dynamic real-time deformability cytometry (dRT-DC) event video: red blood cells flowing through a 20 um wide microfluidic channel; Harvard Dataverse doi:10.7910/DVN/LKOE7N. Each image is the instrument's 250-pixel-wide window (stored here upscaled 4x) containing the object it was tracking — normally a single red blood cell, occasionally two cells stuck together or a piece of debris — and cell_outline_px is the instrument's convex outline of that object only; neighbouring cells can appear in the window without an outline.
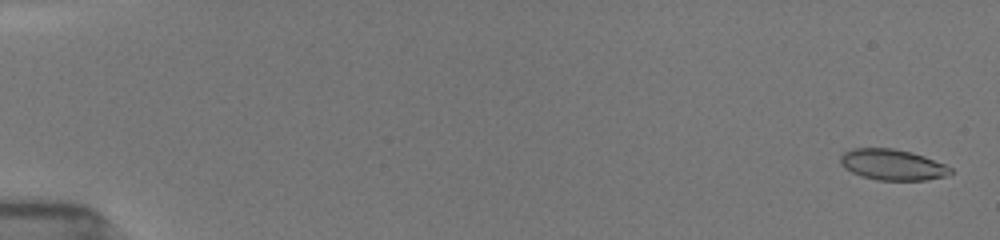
{"species": "common noctule bat (a hibernating species)", "species_latin": "Nyctalus noctula", "temperature_condition": "room temperature", "stored_images_in_passage": 54, "camera_frame_rate_fps": 3000, "um_per_image_px": 0.085, "animal": {"sex": "female", "body_mass_g": 19.5, "forearm_length_mm": 54.1}, "frame": {"image": 1, "passage_image": 2, "time_ms": 0.333, "image_size_px": [1000, 240], "cell_outline_px": [[952, 172], [948, 176], [924, 180], [876, 180], [860, 176], [844, 168], [840, 164], [840, 156], [844, 152], [852, 148], [892, 148], [924, 156], [944, 164], [952, 168]], "centroid_in_image_um": [75.83, 14.01], "position_along_channel_um": 9.2, "area_um2": 19.83}}
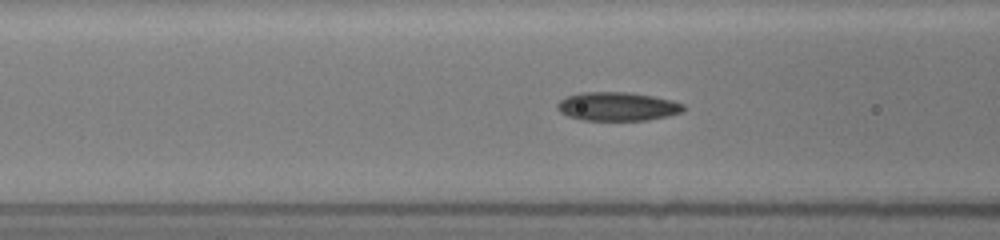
{"frame": {"image": 2, "passage_image": 23, "time_ms": 7.333, "image_size_px": [1000, 240], "cell_outline_px": [[684, 112], [668, 116], [648, 120], [584, 120], [568, 116], [560, 112], [556, 108], [556, 104], [560, 100], [568, 96], [580, 92], [628, 92], [652, 96], [672, 100], [684, 104]], "centroid_in_image_um": [52.48, 9.05], "position_along_channel_um": 114.1, "area_um2": 21.15}}
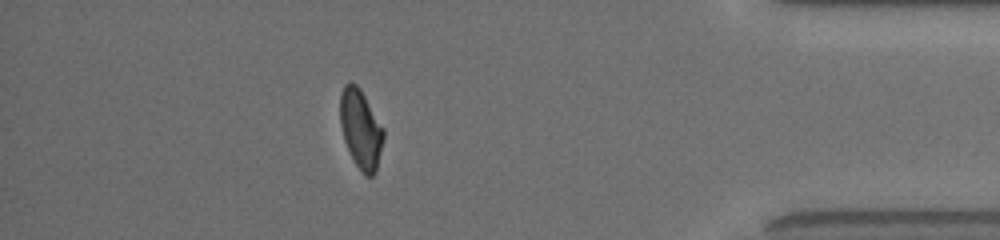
{"frame": {"image": 3, "passage_image": 48, "time_ms": 15.667, "image_size_px": [1000, 240], "cell_outline_px": [[384, 136], [376, 172], [372, 176], [364, 176], [356, 164], [344, 140], [340, 124], [340, 92], [344, 84], [348, 80], [356, 84], [360, 88], [384, 128]], "centroid_in_image_um": [30.66, 10.93], "position_along_channel_um": 404.5, "area_um2": 20.06}, "authors_computed_cell_mechanics": {"area_um2": 20.3456, "velocity_mm_per_s": 3.9193, "shape_relaxation_time_tau1_ms": 5.3292, "shape_relaxation_time_tau2_ms": 2.235, "deformation_change_tau1": 0.1442, "deformation_change_tau2": 0.0721}}